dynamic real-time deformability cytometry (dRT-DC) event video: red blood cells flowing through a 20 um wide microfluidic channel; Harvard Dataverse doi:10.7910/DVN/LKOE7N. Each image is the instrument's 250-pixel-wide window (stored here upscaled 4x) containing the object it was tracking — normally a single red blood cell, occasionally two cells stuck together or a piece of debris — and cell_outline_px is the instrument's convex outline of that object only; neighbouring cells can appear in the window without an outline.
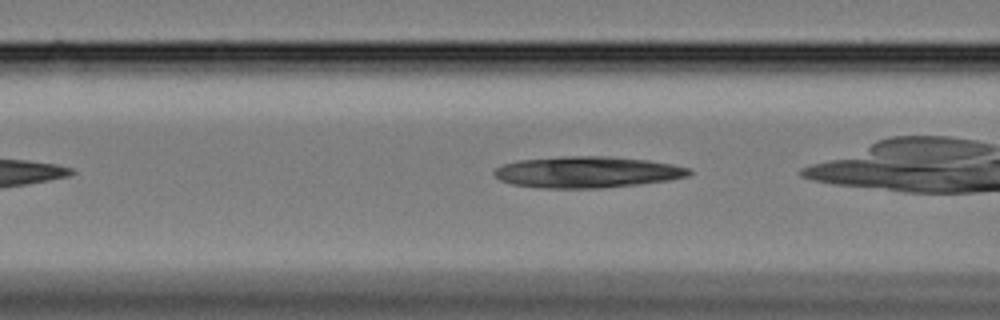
{"species": "Egyptian fruit bat (a non-hibernating species)", "species_latin": "Rousettus aegyptiacus", "temperature_condition": "cold", "stored_images_in_passage": 37, "camera_frame_rate_fps": 3000, "um_per_image_px": 0.085, "animal": {"sex": "female"}, "frame": {"image": 1, "passage_image": 4, "time_ms": 1.0, "image_size_px": [1000, 320], "cell_outline_px": [[692, 172], [688, 176], [668, 180], [640, 184], [600, 188], [540, 188], [512, 184], [500, 180], [492, 172], [496, 168], [504, 164], [520, 160], [560, 156], [608, 156], [648, 160], [672, 164], [688, 168]], "centroid_in_image_um": [49.9, 14.63], "position_along_channel_um": 116.7, "area_um2": 35.55}}
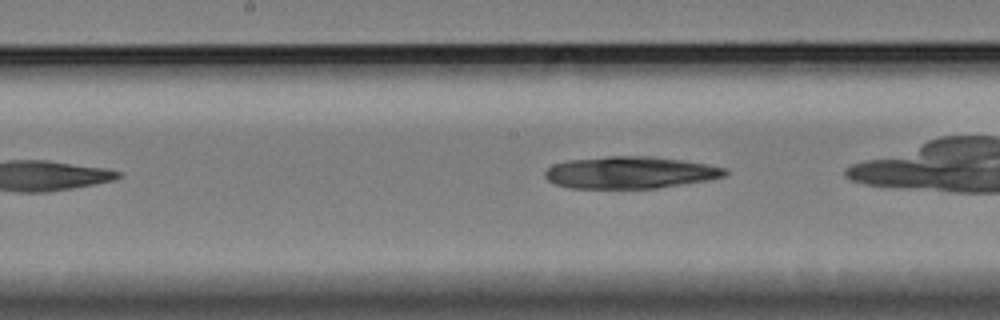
{"frame": {"image": 2, "passage_image": 11, "time_ms": 3.333, "image_size_px": [1000, 320], "cell_outline_px": [[728, 172], [724, 176], [708, 180], [656, 188], [572, 188], [556, 184], [548, 180], [544, 176], [544, 172], [552, 164], [568, 160], [608, 156], [648, 156], [680, 160], [704, 164], [724, 168]], "centroid_in_image_um": [53.5, 14.66], "position_along_channel_um": 194.7, "area_um2": 33.29}}
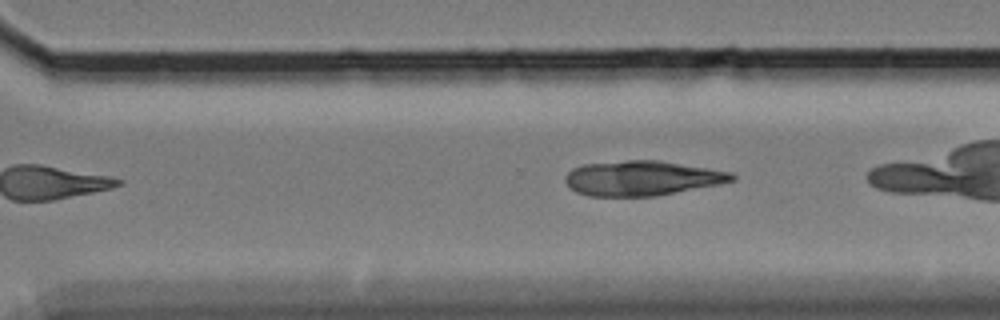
{"frame": {"image": 3, "passage_image": 22, "time_ms": 7.0, "image_size_px": [1000, 320], "cell_outline_px": [[736, 180], [720, 184], [676, 192], [652, 196], [588, 196], [576, 192], [564, 180], [564, 176], [572, 168], [584, 164], [628, 160], [656, 160], [708, 168], [732, 172], [736, 176]], "centroid_in_image_um": [54.56, 15.14], "position_along_channel_um": 316.0, "area_um2": 33.7}}